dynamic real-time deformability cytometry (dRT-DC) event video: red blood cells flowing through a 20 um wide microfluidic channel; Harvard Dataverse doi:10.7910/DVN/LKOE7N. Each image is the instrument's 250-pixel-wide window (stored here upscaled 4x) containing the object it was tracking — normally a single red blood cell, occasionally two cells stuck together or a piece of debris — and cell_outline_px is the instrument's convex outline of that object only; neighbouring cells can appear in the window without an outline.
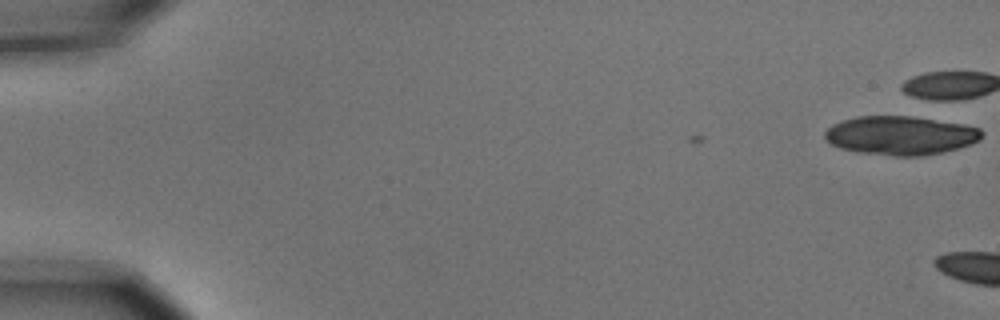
{"species": "common noctule bat (a hibernating species)", "species_latin": "Nyctalus noctula", "temperature_condition": "cold", "stored_images_in_passage": 3, "camera_frame_rate_fps": 3000, "um_per_image_px": 0.085, "animal": {"sex": "male", "body_mass_g": 15.6}, "frame": {"image": 1, "passage_image": 3, "time_ms": 0.667, "image_size_px": [1000, 320], "cell_outline_px": [[984, 132], [980, 140], [972, 144], [944, 152], [920, 156], [892, 156], [860, 152], [840, 148], [824, 140], [824, 132], [832, 124], [856, 116], [912, 116], [964, 124], [980, 128]], "centroid_in_image_um": [76.56, 11.51], "position_along_channel_um": 8.4, "area_um2": 35.72}}